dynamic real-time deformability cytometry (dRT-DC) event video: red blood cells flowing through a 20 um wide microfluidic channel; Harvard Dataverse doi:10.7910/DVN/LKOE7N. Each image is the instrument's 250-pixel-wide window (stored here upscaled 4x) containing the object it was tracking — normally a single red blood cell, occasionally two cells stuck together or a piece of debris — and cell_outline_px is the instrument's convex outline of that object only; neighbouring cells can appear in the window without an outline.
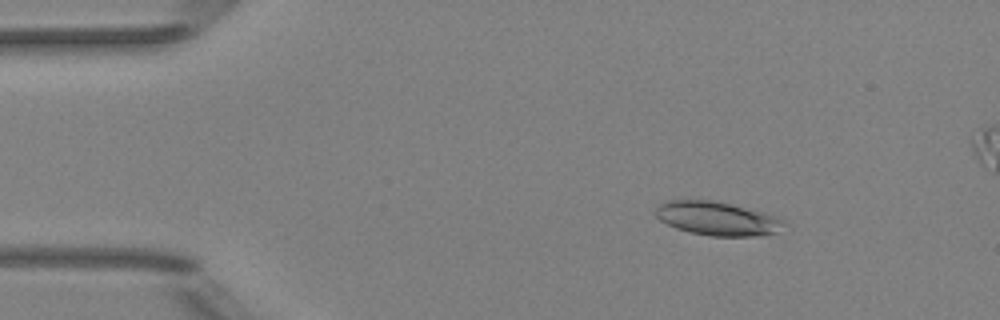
{"species": "Egyptian fruit bat (a non-hibernating species)", "species_latin": "Rousettus aegyptiacus", "temperature_condition": "room temperature", "stored_images_in_passage": 6, "segment_of_instrument_passage": [1, 2], "camera_frame_rate_fps": 3000, "um_per_image_px": 0.085, "animal": {"sex": "female"}, "frame": {"image": 1, "passage_image": 3, "time_ms": 2.0, "image_size_px": [1000, 320], "cell_outline_px": [[788, 224], [776, 232], [768, 236], [712, 236], [692, 232], [676, 228], [660, 220], [656, 216], [656, 208], [660, 204], [668, 200], [712, 200], [764, 212], [776, 216], [784, 220]], "centroid_in_image_um": [61.02, 18.58], "position_along_channel_um": 24.0, "area_um2": 25.2}}